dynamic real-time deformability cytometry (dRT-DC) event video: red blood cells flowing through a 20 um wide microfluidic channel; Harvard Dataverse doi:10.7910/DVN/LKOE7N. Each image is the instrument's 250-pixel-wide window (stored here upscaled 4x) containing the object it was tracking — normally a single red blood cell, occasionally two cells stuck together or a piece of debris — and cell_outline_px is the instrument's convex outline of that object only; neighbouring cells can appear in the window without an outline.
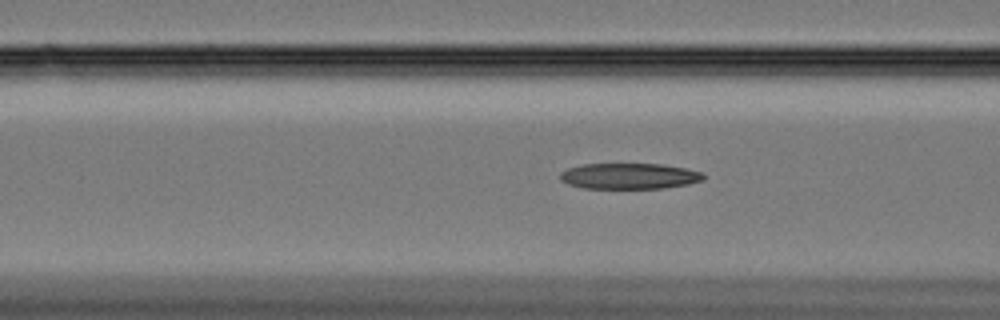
{"species": "Egyptian fruit bat (a non-hibernating species)", "species_latin": "Rousettus aegyptiacus", "temperature_condition": "cold", "stored_images_in_passage": 59, "camera_frame_rate_fps": 3000, "um_per_image_px": 0.085, "animal": {"sex": "female"}, "frame": {"image": 1, "passage_image": 23, "time_ms": 7.333, "image_size_px": [1000, 320], "cell_outline_px": [[704, 180], [688, 184], [664, 188], [584, 188], [568, 184], [560, 180], [560, 172], [568, 168], [584, 164], [660, 164], [684, 168], [704, 172]], "centroid_in_image_um": [53.5, 14.97], "position_along_channel_um": 113.1, "area_um2": 21.56}}
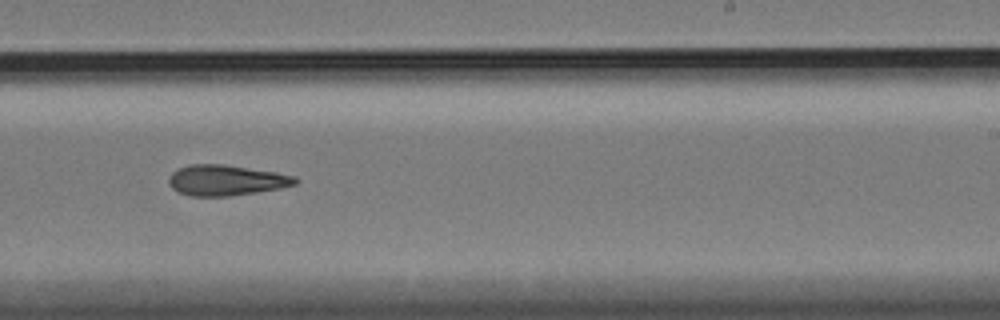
{"frame": {"image": 2, "passage_image": 37, "time_ms": 12.0, "image_size_px": [1000, 320], "cell_outline_px": [[300, 180], [296, 184], [280, 188], [256, 192], [228, 196], [188, 196], [176, 192], [168, 184], [168, 176], [172, 172], [180, 168], [192, 164], [224, 164], [276, 172], [296, 176]], "centroid_in_image_um": [19.2, 15.32], "position_along_channel_um": 269.8, "area_um2": 22.72}}
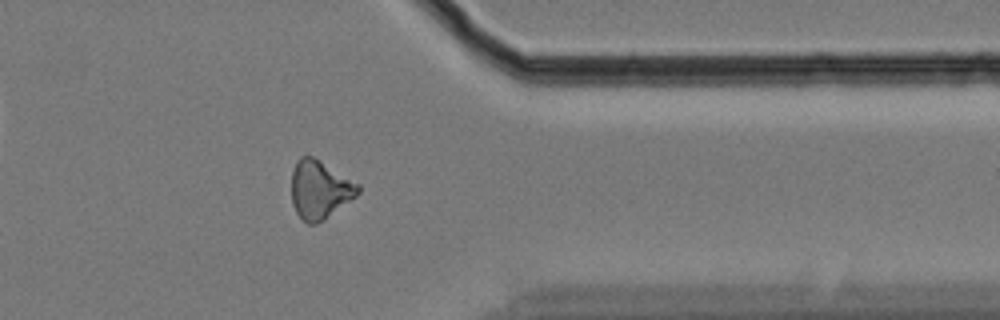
{"frame": {"image": 3, "passage_image": 48, "time_ms": 15.667, "image_size_px": [1000, 320], "cell_outline_px": [[360, 192], [356, 196], [324, 220], [316, 224], [308, 224], [296, 212], [292, 204], [292, 172], [296, 160], [300, 156], [312, 156], [320, 160], [360, 184]], "centroid_in_image_um": [27.18, 16.11], "position_along_channel_um": 384.2, "area_um2": 22.66}, "authors_computed_cell_mechanics": {"area_um2": 21.964, "velocity_mm_per_s": 3.3534, "shape_relaxation_time_tau1_ms": null, "shape_relaxation_time_tau2_ms": 7.319, "deformation_change_tau1": null, "deformation_change_tau2": 0.1963}}